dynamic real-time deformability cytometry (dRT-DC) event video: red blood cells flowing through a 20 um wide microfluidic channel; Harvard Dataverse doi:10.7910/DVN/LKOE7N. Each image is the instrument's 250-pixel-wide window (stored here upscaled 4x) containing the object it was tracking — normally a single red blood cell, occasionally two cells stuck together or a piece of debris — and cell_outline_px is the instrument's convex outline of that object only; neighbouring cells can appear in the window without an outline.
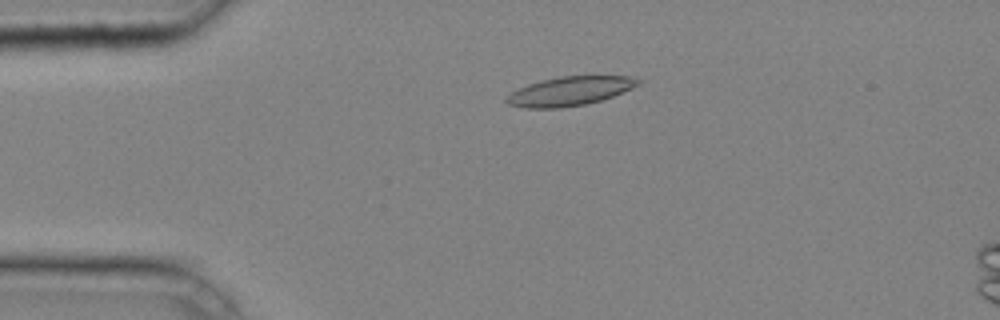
{"species": "common noctule bat (a hibernating species)", "species_latin": "Nyctalus noctula", "temperature_condition": "cold", "stored_images_in_passage": 35, "camera_frame_rate_fps": 3000, "um_per_image_px": 0.085, "animal": {"sex": "male", "body_mass_g": 20.4}, "frame": {"image": 1, "passage_image": 4, "time_ms": 1.0, "image_size_px": [1000, 320], "cell_outline_px": [[640, 84], [632, 88], [612, 96], [600, 100], [584, 104], [560, 108], [524, 108], [508, 104], [504, 100], [512, 92], [528, 84], [540, 80], [560, 76], [628, 76], [640, 80]], "centroid_in_image_um": [48.4, 7.74], "position_along_channel_um": 36.6, "area_um2": 22.02}}
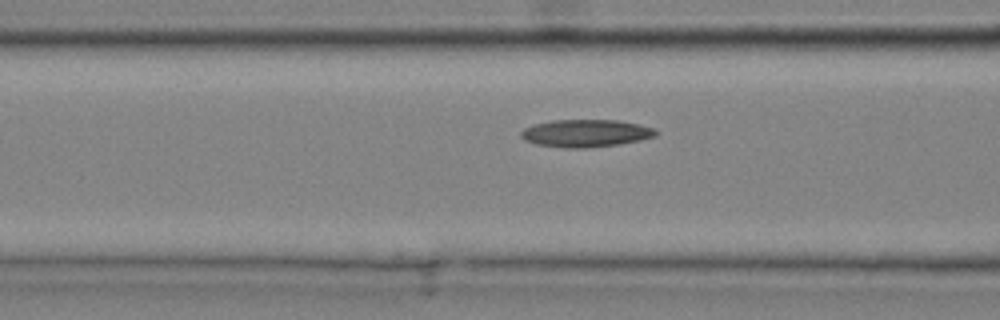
{"frame": {"image": 2, "passage_image": 12, "time_ms": 3.667, "image_size_px": [1000, 320], "cell_outline_px": [[660, 132], [656, 136], [640, 140], [616, 144], [588, 148], [564, 148], [536, 144], [524, 140], [520, 136], [520, 132], [524, 128], [536, 124], [552, 120], [616, 120], [636, 124], [652, 128]], "centroid_in_image_um": [49.76, 11.33], "position_along_channel_um": 116.8, "area_um2": 21.5}}
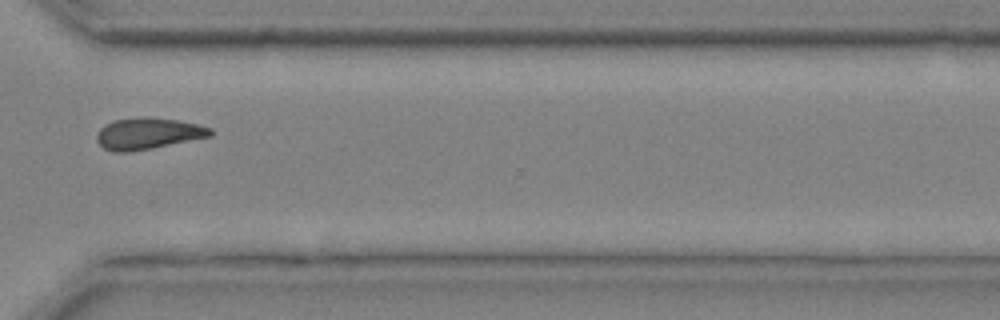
{"frame": {"image": 3, "passage_image": 29, "time_ms": 9.333, "image_size_px": [1000, 320], "cell_outline_px": [[212, 136], [152, 148], [128, 152], [112, 152], [104, 148], [96, 140], [96, 136], [100, 128], [104, 124], [116, 120], [144, 116], [176, 120], [196, 124], [212, 128]], "centroid_in_image_um": [12.56, 11.35], "position_along_channel_um": 358.0, "area_um2": 20.75}, "authors_computed_cell_mechanics": {"area_um2": 20.7502, "velocity_mm_per_s": 4.2409, "shape_relaxation_time_tau1_ms": null, "shape_relaxation_time_tau2_ms": 9.7985, "deformation_change_tau1": null, "deformation_change_tau2": 0.1854}}